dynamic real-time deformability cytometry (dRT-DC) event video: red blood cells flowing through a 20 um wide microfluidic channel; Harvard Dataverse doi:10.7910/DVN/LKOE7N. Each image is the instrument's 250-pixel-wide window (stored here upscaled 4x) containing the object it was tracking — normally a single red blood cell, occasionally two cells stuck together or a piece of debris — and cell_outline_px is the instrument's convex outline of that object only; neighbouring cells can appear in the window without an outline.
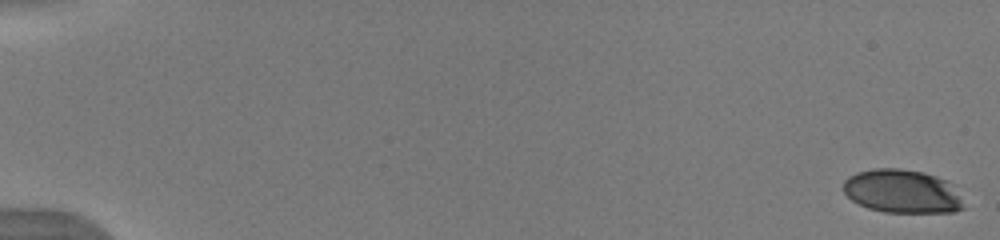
{"species": "human", "species_latin": "Homo sapiens", "temperature_condition": "warm", "stored_images_in_passage": 53, "camera_frame_rate_fps": 3000, "um_per_image_px": 0.085, "donor": {"sex": "male"}, "frame": {"image": 1, "passage_image": 1, "time_ms": 0.0, "image_size_px": [1000, 240], "cell_outline_px": [[964, 208], [952, 212], [884, 212], [868, 208], [852, 200], [844, 192], [844, 180], [848, 176], [856, 172], [872, 168], [900, 168], [924, 172], [948, 180], [960, 200]], "centroid_in_image_um": [76.64, 16.25], "position_along_channel_um": 8.4, "area_um2": 30.35}}
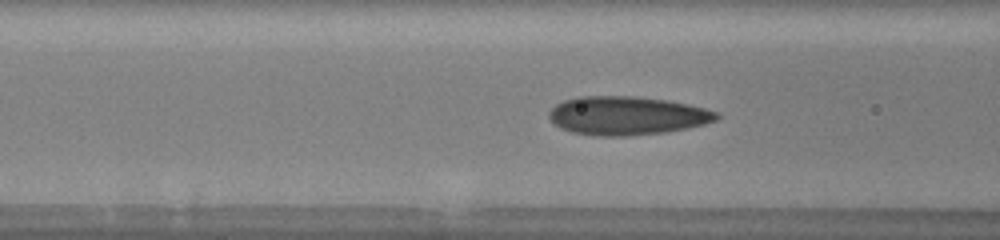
{"frame": {"image": 2, "passage_image": 23, "time_ms": 7.333, "image_size_px": [1000, 240], "cell_outline_px": [[720, 116], [716, 120], [704, 124], [664, 132], [628, 136], [600, 136], [572, 132], [560, 128], [548, 116], [548, 112], [556, 104], [564, 100], [576, 96], [636, 96], [668, 100], [688, 104], [720, 112]], "centroid_in_image_um": [53.28, 9.82], "position_along_channel_um": 113.3, "area_um2": 37.69}}
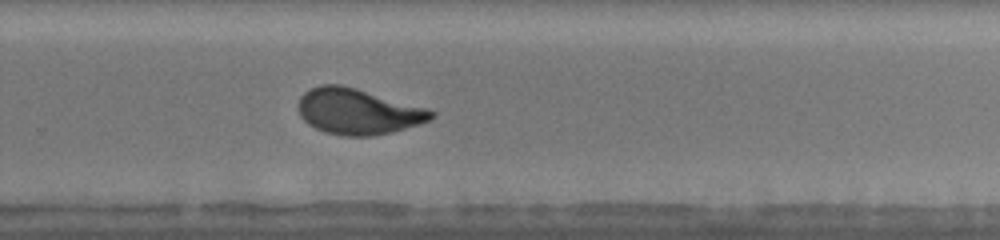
{"frame": {"image": 3, "passage_image": 37, "time_ms": 12.0, "image_size_px": [1000, 240], "cell_outline_px": [[436, 116], [420, 124], [392, 132], [372, 136], [344, 136], [324, 132], [308, 124], [300, 116], [300, 96], [304, 92], [320, 84], [340, 84], [356, 88], [428, 108], [436, 112]], "centroid_in_image_um": [30.45, 9.48], "position_along_channel_um": 299.4, "area_um2": 35.43}, "authors_computed_cell_mechanics": {"area_um2": 34.68, "velocity_mm_per_s": 3.9906, "shape_relaxation_time_tau1_ms": 5.9763, "shape_relaxation_time_tau2_ms": null, "deformation_change_tau1": 0.1973, "deformation_change_tau2": null}}